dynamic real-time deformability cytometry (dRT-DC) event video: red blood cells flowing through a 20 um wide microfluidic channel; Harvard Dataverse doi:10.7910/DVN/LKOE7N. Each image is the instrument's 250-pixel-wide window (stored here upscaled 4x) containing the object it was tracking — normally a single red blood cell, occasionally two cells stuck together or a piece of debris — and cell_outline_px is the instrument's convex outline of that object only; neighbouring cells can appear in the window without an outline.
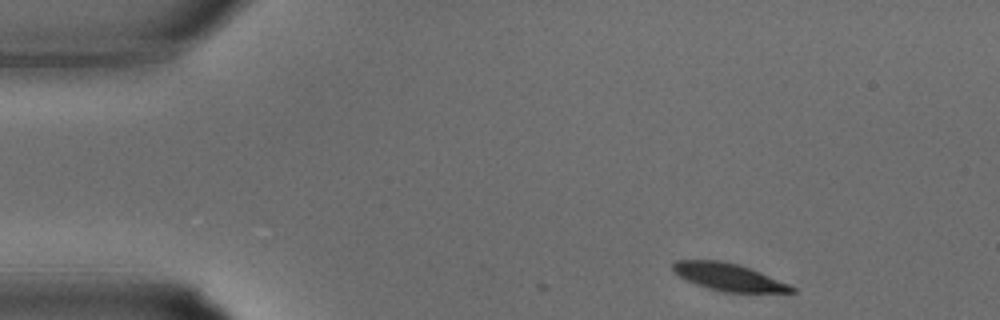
{"species": "common noctule bat (a hibernating species)", "species_latin": "Nyctalus noctula", "temperature_condition": "warm", "stored_images_in_passage": 6, "camera_frame_rate_fps": 3000, "um_per_image_px": 0.085, "animal": {"sex": "male", "body_mass_g": 15.6}, "frame": {"image": 1, "passage_image": 1, "time_ms": 0.0, "image_size_px": [1000, 320], "cell_outline_px": [[796, 292], [724, 292], [708, 288], [696, 284], [672, 272], [672, 264], [676, 260], [720, 260], [740, 264], [760, 272], [788, 284], [796, 288]], "centroid_in_image_um": [61.9, 23.53], "position_along_channel_um": 23.1, "area_um2": 18.84}}